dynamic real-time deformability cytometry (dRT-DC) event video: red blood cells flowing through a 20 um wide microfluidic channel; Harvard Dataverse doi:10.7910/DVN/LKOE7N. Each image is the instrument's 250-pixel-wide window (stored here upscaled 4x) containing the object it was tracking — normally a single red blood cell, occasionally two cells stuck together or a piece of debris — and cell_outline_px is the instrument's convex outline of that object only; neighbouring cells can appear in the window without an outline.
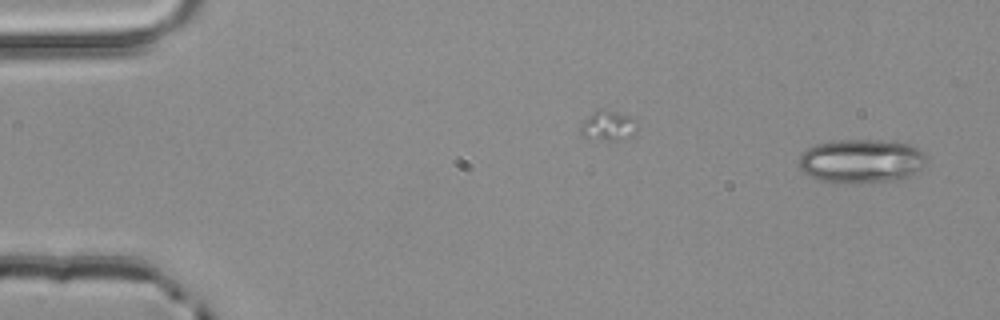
{"species": "common noctule bat (a hibernating species)", "species_latin": "Nyctalus noctula", "temperature_condition": "room temperature", "stored_images_in_passage": 3, "camera_frame_rate_fps": 3000, "um_per_image_px": 0.085, "animal": {"sex": "male", "body_mass_g": 20.4}, "frame": {"image": 1, "passage_image": 1, "time_ms": 0.0, "image_size_px": [1000, 320], "cell_outline_px": [[924, 164], [908, 180], [832, 184], [820, 180], [804, 172], [800, 168], [800, 156], [808, 148], [816, 144], [836, 140], [880, 140], [908, 144], [916, 148], [924, 156]], "centroid_in_image_um": [73.2, 13.72], "position_along_channel_um": 11.8, "area_um2": 32.66}}